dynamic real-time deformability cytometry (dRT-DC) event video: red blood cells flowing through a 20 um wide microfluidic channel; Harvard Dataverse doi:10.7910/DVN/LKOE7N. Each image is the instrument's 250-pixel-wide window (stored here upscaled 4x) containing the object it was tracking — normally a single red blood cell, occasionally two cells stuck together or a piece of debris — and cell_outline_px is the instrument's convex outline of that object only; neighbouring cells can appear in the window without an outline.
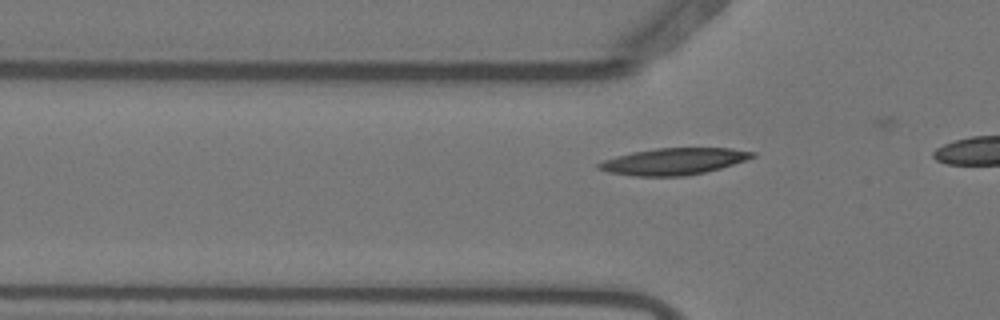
{"species": "Egyptian fruit bat (a non-hibernating species)", "species_latin": "Rousettus aegyptiacus", "temperature_condition": "warm", "stored_images_in_passage": 12, "camera_frame_rate_fps": 3000, "um_per_image_px": 0.085, "animal": {"sex": "female"}, "frame": {"image": 1, "passage_image": 6, "time_ms": 1.667, "image_size_px": [1000, 320], "cell_outline_px": [[756, 156], [720, 168], [704, 172], [684, 176], [636, 176], [608, 172], [596, 168], [596, 164], [604, 160], [616, 156], [632, 152], [656, 148], [732, 148], [756, 152]], "centroid_in_image_um": [57.24, 13.71], "position_along_channel_um": 68.6, "area_um2": 23.76}}
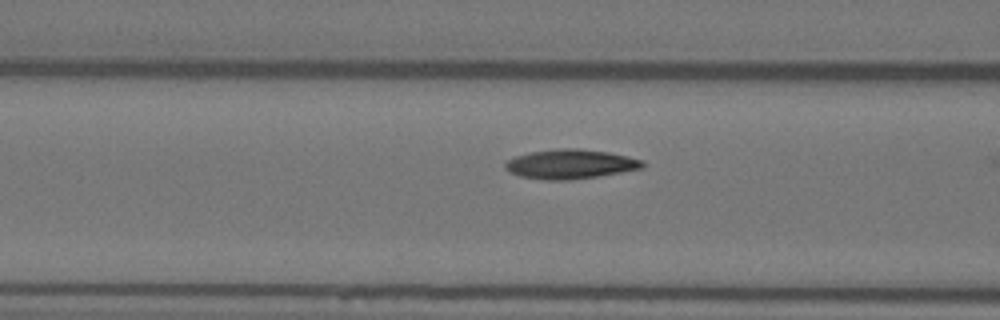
{"frame": {"image": 2, "passage_image": 10, "time_ms": 3.0, "image_size_px": [1000, 320], "cell_outline_px": [[644, 168], [596, 176], [568, 180], [544, 180], [520, 176], [504, 168], [504, 164], [508, 160], [516, 156], [532, 152], [556, 148], [580, 148], [608, 152], [628, 156], [644, 160]], "centroid_in_image_um": [48.5, 13.94], "position_along_channel_um": 118.1, "area_um2": 23.47}}